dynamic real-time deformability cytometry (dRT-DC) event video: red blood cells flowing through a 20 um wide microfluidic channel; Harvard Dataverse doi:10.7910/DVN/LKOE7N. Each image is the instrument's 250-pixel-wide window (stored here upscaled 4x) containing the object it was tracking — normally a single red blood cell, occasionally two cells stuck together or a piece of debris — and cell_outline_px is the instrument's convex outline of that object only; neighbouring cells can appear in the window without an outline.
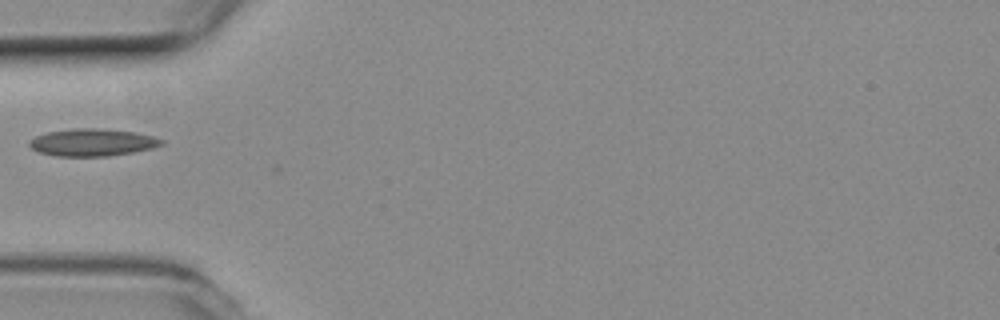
{"species": "common noctule bat (a hibernating species)", "species_latin": "Nyctalus noctula", "temperature_condition": "room temperature", "stored_images_in_passage": 37, "camera_frame_rate_fps": 3000, "um_per_image_px": 0.085, "animal": {"sex": "female", "body_mass_g": 19.3, "forearm_length_mm": 54.1}, "frame": {"image": 1, "passage_image": 1, "time_ms": 0.0, "image_size_px": [1000, 320], "cell_outline_px": [[164, 144], [152, 148], [132, 152], [108, 156], [56, 156], [40, 152], [32, 148], [28, 144], [28, 140], [36, 136], [48, 132], [72, 128], [96, 128], [136, 132], [152, 136], [164, 140]], "centroid_in_image_um": [7.85, 12.1], "position_along_channel_um": 77.2, "area_um2": 20.98}}
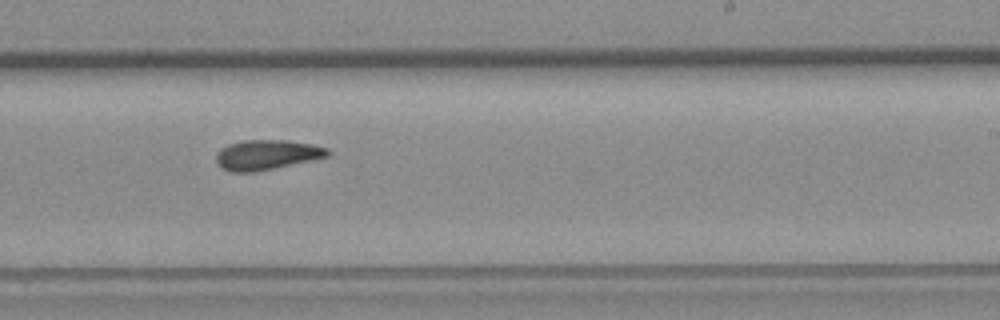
{"frame": {"image": 2, "passage_image": 16, "time_ms": 5.0, "image_size_px": [1000, 320], "cell_outline_px": [[332, 152], [328, 156], [256, 172], [228, 172], [220, 168], [216, 164], [216, 152], [220, 148], [228, 144], [240, 140], [288, 140], [312, 144], [328, 148]], "centroid_in_image_um": [22.62, 13.15], "position_along_channel_um": 266.4, "area_um2": 19.71}}
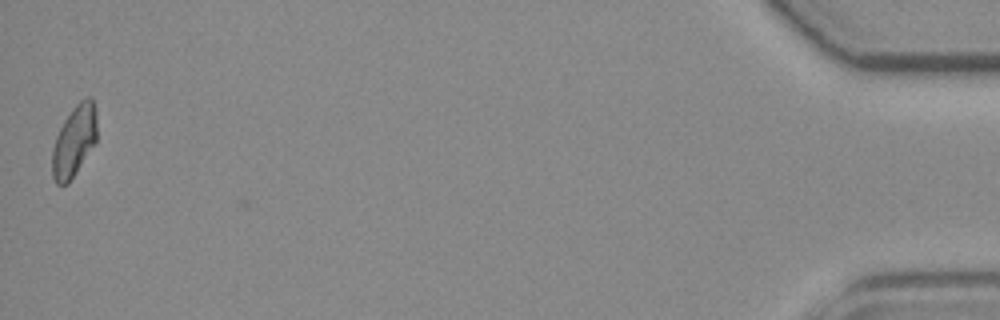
{"frame": {"image": 3, "passage_image": 37, "time_ms": 12.0, "image_size_px": [1000, 320], "cell_outline_px": [[96, 140], [68, 184], [56, 184], [52, 176], [52, 148], [56, 136], [64, 120], [72, 108], [84, 96], [92, 96], [96, 108]], "centroid_in_image_um": [6.3, 11.93], "position_along_channel_um": 428.9, "area_um2": 18.5}}